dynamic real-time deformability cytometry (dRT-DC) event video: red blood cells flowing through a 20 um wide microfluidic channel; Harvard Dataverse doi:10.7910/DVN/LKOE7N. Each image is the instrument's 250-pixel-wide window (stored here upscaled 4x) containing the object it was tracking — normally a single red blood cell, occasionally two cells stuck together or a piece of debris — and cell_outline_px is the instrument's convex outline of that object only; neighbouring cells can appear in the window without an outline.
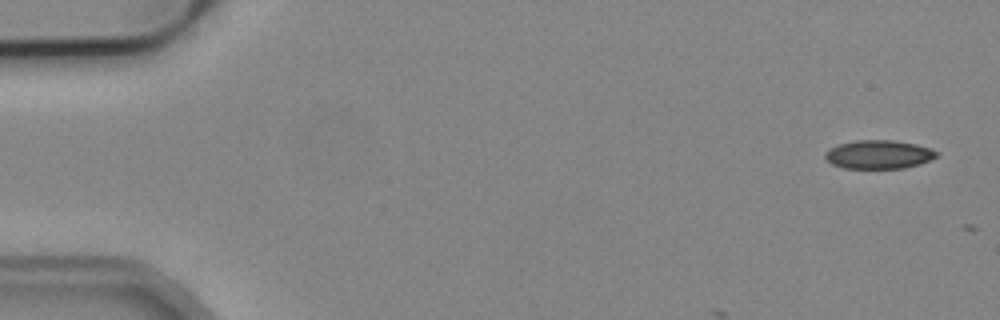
{"species": "common noctule bat (a hibernating species)", "species_latin": "Nyctalus noctula", "temperature_condition": "cold", "stored_images_in_passage": 4, "camera_frame_rate_fps": 3000, "um_per_image_px": 0.085, "animal": {"sex": "male", "body_mass_g": 19.2, "forearm_length_mm": 51.8}, "frame": {"image": 1, "passage_image": 1, "time_ms": 0.0, "image_size_px": [1000, 320], "cell_outline_px": [[940, 152], [936, 156], [920, 164], [904, 168], [844, 168], [832, 164], [824, 156], [824, 152], [828, 148], [840, 144], [856, 140], [892, 140], [916, 144], [932, 148]], "centroid_in_image_um": [74.69, 13.12], "position_along_channel_um": 10.3, "area_um2": 18.61}}